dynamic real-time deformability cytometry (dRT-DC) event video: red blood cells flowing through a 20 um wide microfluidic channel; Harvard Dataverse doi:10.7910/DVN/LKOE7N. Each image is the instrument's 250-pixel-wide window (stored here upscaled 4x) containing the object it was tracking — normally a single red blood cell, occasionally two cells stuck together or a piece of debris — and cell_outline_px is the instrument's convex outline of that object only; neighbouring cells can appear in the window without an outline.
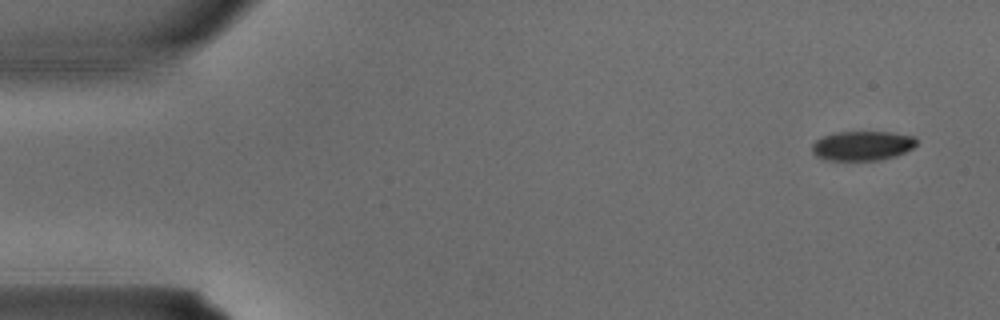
{"species": "common noctule bat (a hibernating species)", "species_latin": "Nyctalus noctula", "temperature_condition": "warm", "stored_images_in_passage": 3, "camera_frame_rate_fps": 3000, "um_per_image_px": 0.085, "animal": {"sex": "male", "body_mass_g": 15.6}, "frame": {"image": 1, "passage_image": 1, "time_ms": 0.0, "image_size_px": [1000, 320], "cell_outline_px": [[916, 144], [912, 148], [896, 156], [880, 160], [824, 160], [816, 156], [812, 152], [812, 144], [816, 140], [824, 136], [840, 132], [892, 132], [916, 136]], "centroid_in_image_um": [73.31, 12.39], "position_along_channel_um": 11.7, "area_um2": 17.98}}
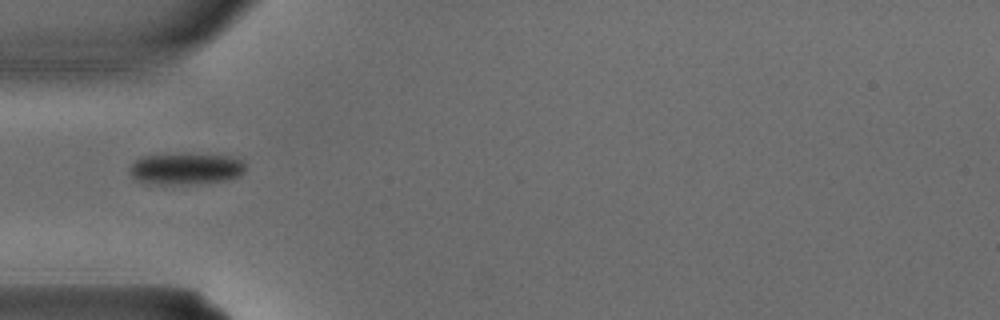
{"frame": {"image": 2, "passage_image": 3, "time_ms": 0.667, "image_size_px": [1000, 320], "cell_outline_px": [[244, 172], [240, 176], [228, 180], [192, 184], [144, 184], [136, 180], [128, 172], [128, 168], [136, 160], [144, 156], [228, 156], [240, 160], [244, 164]], "centroid_in_image_um": [15.75, 14.41], "position_along_channel_um": 69.2, "area_um2": 20.63}}